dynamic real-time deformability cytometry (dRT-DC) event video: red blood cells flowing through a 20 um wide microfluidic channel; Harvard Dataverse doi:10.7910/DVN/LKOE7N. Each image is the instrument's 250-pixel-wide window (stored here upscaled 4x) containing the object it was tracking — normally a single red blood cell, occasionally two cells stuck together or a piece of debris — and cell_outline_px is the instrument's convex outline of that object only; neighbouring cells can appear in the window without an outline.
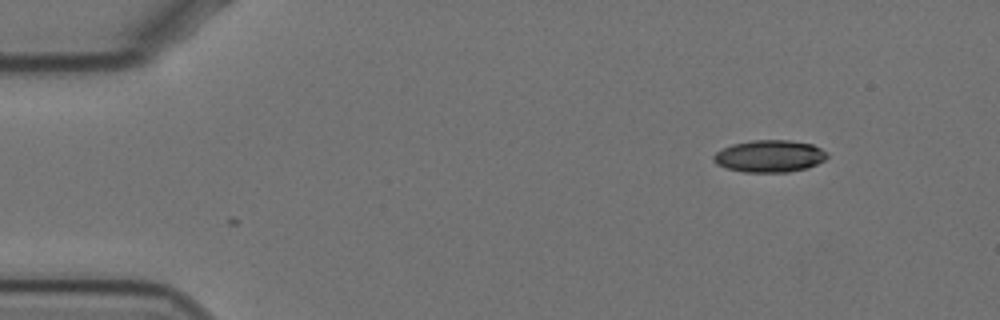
{"species": "Egyptian fruit bat (a non-hibernating species)", "species_latin": "Rousettus aegyptiacus", "temperature_condition": "cold", "stored_images_in_passage": 5, "camera_frame_rate_fps": 3000, "um_per_image_px": 0.085, "animal": {"sex": "female"}, "frame": {"image": 1, "passage_image": 1, "time_ms": 0.0, "image_size_px": [1000, 320], "cell_outline_px": [[828, 156], [824, 160], [808, 168], [788, 172], [744, 172], [728, 168], [716, 164], [712, 160], [712, 156], [716, 152], [732, 144], [752, 140], [788, 140], [812, 144], [828, 152]], "centroid_in_image_um": [65.41, 13.27], "position_along_channel_um": 19.6, "area_um2": 21.27}}